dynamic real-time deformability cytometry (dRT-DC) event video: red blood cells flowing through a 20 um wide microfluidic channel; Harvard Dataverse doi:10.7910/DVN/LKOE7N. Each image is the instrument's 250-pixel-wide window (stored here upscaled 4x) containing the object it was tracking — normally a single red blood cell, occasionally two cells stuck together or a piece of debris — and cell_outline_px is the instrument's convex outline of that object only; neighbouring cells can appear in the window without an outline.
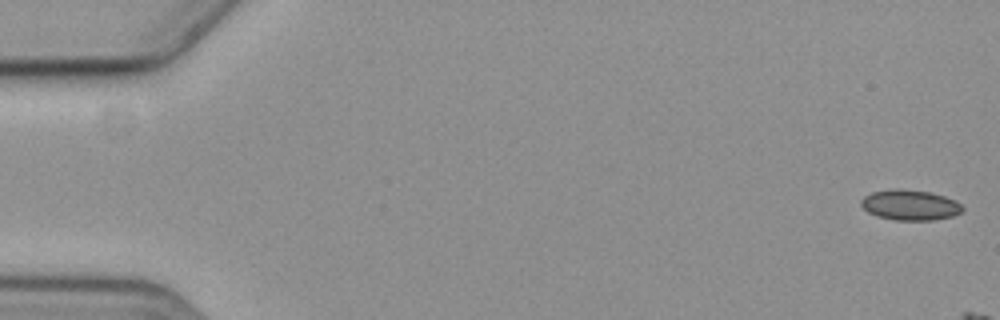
{"species": "common noctule bat (a hibernating species)", "species_latin": "Nyctalus noctula", "temperature_condition": "cold", "stored_images_in_passage": 3, "camera_frame_rate_fps": 3000, "um_per_image_px": 0.085, "animal": {"sex": "female", "body_mass_g": 19.3, "forearm_length_mm": 54.1}, "frame": {"image": 1, "passage_image": 1, "time_ms": 0.0, "image_size_px": [1000, 320], "cell_outline_px": [[964, 212], [952, 216], [932, 220], [896, 220], [876, 216], [868, 212], [860, 204], [860, 200], [864, 196], [872, 192], [892, 188], [928, 192], [944, 196], [956, 200], [964, 208]], "centroid_in_image_um": [77.35, 17.43], "position_along_channel_um": 7.6, "area_um2": 17.98}}